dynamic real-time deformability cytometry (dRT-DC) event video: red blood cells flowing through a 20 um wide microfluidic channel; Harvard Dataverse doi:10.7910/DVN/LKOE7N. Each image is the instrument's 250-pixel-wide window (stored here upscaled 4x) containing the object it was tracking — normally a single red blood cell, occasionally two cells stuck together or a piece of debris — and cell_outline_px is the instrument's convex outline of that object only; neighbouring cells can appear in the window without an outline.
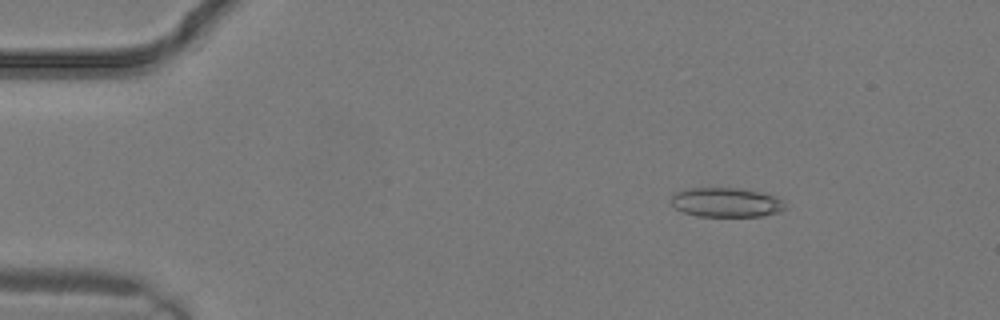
{"species": "common noctule bat (a hibernating species)", "species_latin": "Nyctalus noctula", "temperature_condition": "warm", "stored_images_in_passage": 3, "camera_frame_rate_fps": 3000, "um_per_image_px": 0.085, "animal": {"sex": "male", "body_mass_g": 19.2, "forearm_length_mm": 51.8}, "frame": {"image": 1, "passage_image": 2, "time_ms": 0.333, "image_size_px": [1000, 320], "cell_outline_px": [[788, 208], [780, 212], [764, 216], [696, 216], [684, 212], [676, 208], [668, 200], [672, 192], [688, 188], [740, 188], [760, 192], [772, 196], [780, 200]], "centroid_in_image_um": [61.67, 17.2], "position_along_channel_um": 23.3, "area_um2": 19.71}}